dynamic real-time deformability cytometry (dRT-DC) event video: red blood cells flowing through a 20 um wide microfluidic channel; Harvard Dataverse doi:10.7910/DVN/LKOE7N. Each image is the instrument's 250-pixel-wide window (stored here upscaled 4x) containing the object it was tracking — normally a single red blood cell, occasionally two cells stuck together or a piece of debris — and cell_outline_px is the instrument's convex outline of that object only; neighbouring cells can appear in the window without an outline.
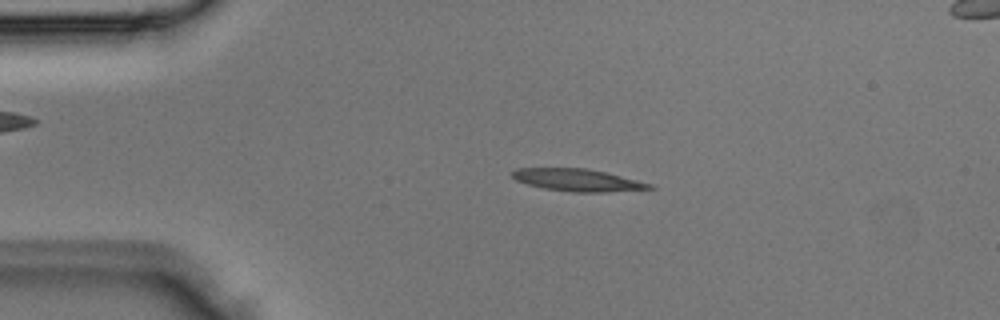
{"species": "Egyptian fruit bat (a non-hibernating species)", "species_latin": "Rousettus aegyptiacus", "temperature_condition": "room temperature", "stored_images_in_passage": 3, "camera_frame_rate_fps": 3000, "um_per_image_px": 0.085, "animal": {"sex": "male"}, "frame": {"image": 1, "passage_image": 2, "time_ms": 0.333, "image_size_px": [1000, 320], "cell_outline_px": [[656, 188], [604, 192], [572, 192], [544, 188], [528, 184], [516, 180], [512, 176], [512, 172], [516, 168], [588, 168], [608, 172], [652, 184]], "centroid_in_image_um": [49.12, 15.3], "position_along_channel_um": 35.9, "area_um2": 17.8}}